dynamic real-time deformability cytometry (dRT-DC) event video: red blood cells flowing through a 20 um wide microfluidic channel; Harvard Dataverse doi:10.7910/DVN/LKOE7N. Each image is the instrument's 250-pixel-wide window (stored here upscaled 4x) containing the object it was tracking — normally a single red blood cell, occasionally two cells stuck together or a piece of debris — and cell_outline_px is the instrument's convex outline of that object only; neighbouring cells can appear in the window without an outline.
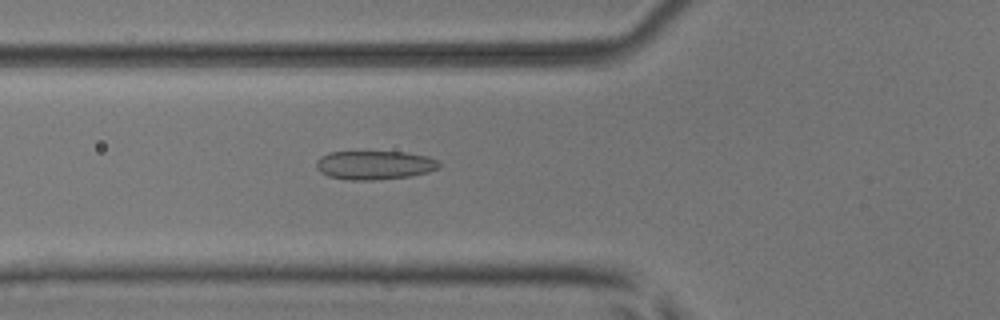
{"species": "common noctule bat (a hibernating species)", "species_latin": "Nyctalus noctula", "temperature_condition": "room temperature", "stored_images_in_passage": 32, "camera_frame_rate_fps": 3000, "um_per_image_px": 0.085, "animal": {"sex": "male", "body_mass_g": 17.9, "forearm_length_mm": 54.2}, "frame": {"image": 1, "passage_image": 13, "time_ms": 4.0, "image_size_px": [1000, 320], "cell_outline_px": [[440, 168], [428, 172], [408, 176], [372, 180], [348, 180], [328, 176], [320, 172], [316, 168], [316, 160], [320, 156], [328, 152], [404, 152], [428, 156], [436, 160], [440, 164]], "centroid_in_image_um": [31.8, 14.03], "position_along_channel_um": 94.0, "area_um2": 20.63}}
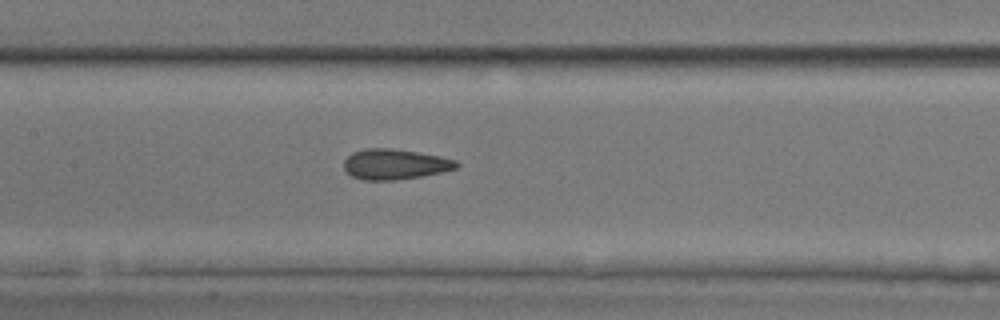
{"frame": {"image": 2, "passage_image": 19, "time_ms": 6.0, "image_size_px": [1000, 320], "cell_outline_px": [[460, 164], [456, 168], [444, 172], [420, 176], [392, 180], [364, 180], [352, 176], [344, 168], [344, 160], [352, 152], [364, 148], [392, 148], [440, 156], [456, 160]], "centroid_in_image_um": [33.57, 13.95], "position_along_channel_um": 173.8, "area_um2": 19.88}}
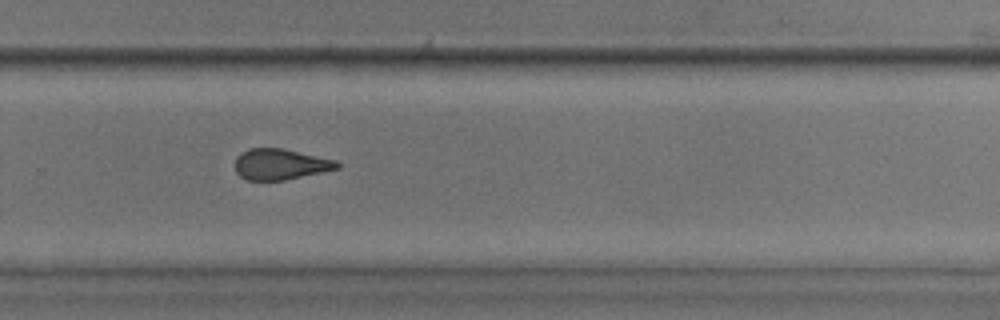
{"frame": {"image": 3, "passage_image": 29, "time_ms": 9.333, "image_size_px": [1000, 320], "cell_outline_px": [[340, 168], [284, 180], [248, 180], [240, 176], [236, 172], [236, 156], [240, 152], [248, 148], [284, 148], [336, 160], [340, 164]], "centroid_in_image_um": [23.82, 13.95], "position_along_channel_um": 306.0, "area_um2": 18.38}}